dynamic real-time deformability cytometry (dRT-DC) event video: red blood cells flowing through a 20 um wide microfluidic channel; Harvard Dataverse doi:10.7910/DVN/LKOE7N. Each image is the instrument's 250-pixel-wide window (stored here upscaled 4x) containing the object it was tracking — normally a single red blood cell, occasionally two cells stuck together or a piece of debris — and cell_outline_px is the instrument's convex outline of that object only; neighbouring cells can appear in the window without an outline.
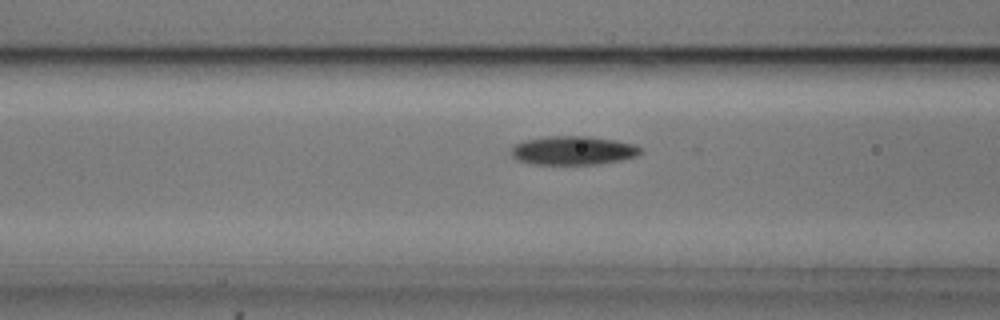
{"species": "common noctule bat (a hibernating species)", "species_latin": "Nyctalus noctula", "temperature_condition": "cold", "stored_images_in_passage": 50, "camera_frame_rate_fps": 3000, "um_per_image_px": 0.085, "animal": {"sex": "male", "body_mass_g": 20.5, "forearm_length_mm": 52.5}, "frame": {"image": 1, "passage_image": 17, "time_ms": 5.333, "image_size_px": [1000, 320], "cell_outline_px": [[644, 152], [636, 156], [620, 160], [596, 164], [532, 164], [516, 160], [512, 156], [512, 144], [524, 140], [548, 136], [588, 136], [616, 140], [636, 144]], "centroid_in_image_um": [48.71, 12.78], "position_along_channel_um": 117.9, "area_um2": 21.85}}
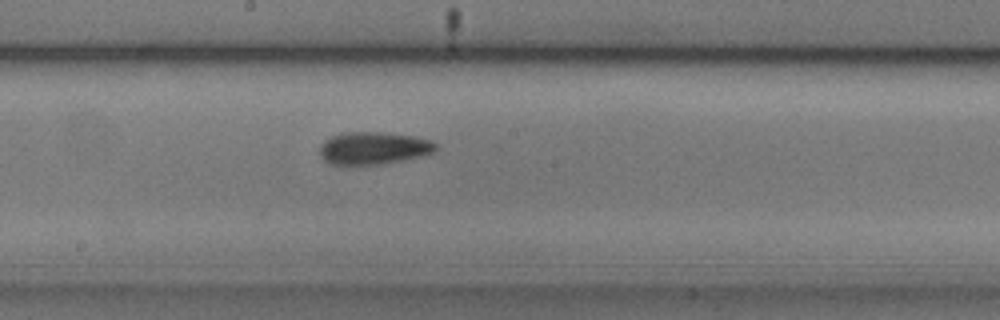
{"frame": {"image": 2, "passage_image": 25, "time_ms": 8.0, "image_size_px": [1000, 320], "cell_outline_px": [[440, 148], [436, 152], [420, 156], [380, 164], [348, 168], [332, 164], [324, 160], [320, 156], [320, 144], [324, 140], [332, 136], [344, 132], [380, 132], [416, 136], [432, 140]], "centroid_in_image_um": [31.73, 12.62], "position_along_channel_um": 216.5, "area_um2": 22.72}}
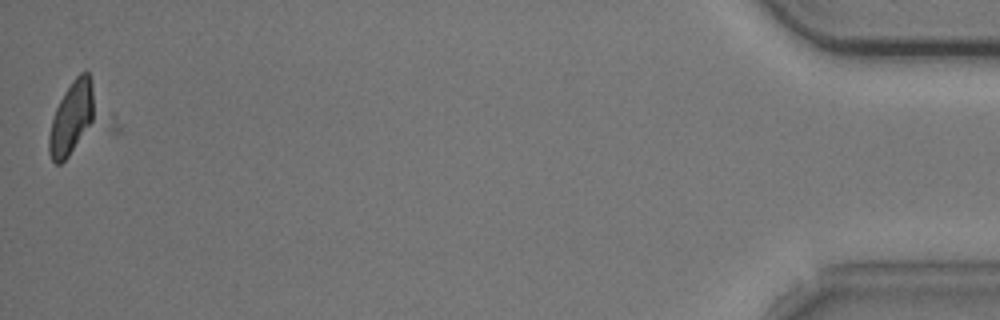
{"frame": {"image": 3, "passage_image": 50, "time_ms": 16.333, "image_size_px": [1000, 320], "cell_outline_px": [[120, 132], [60, 164], [56, 164], [52, 160], [48, 152], [48, 136], [52, 120], [56, 108], [64, 92], [72, 80], [80, 72], [88, 72], [120, 124]], "centroid_in_image_um": [6.83, 10.22], "position_along_channel_um": 428.4, "area_um2": 29.13}, "authors_computed_cell_mechanics": {"area_um2": 21.097, "velocity_mm_per_s": 3.6876, "shape_relaxation_time_tau1_ms": 5.5607, "shape_relaxation_time_tau2_ms": 6.3452, "deformation_change_tau1": 0.1527, "deformation_change_tau2": 0.1279}}